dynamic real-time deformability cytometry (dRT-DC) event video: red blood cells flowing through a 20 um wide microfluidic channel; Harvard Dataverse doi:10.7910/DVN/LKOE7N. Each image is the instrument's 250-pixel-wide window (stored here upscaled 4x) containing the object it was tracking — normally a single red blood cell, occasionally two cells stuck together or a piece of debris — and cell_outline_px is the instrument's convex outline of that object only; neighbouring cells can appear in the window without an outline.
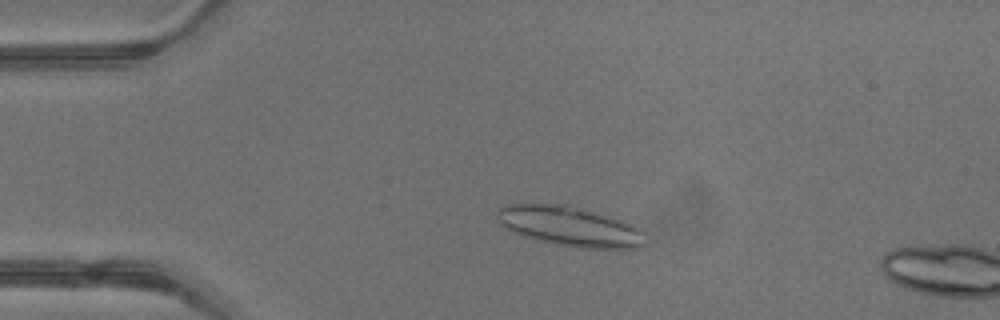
{"species": "common noctule bat (a hibernating species)", "species_latin": "Nyctalus noctula", "temperature_condition": "warm", "stored_images_in_passage": 13, "camera_frame_rate_fps": 3000, "um_per_image_px": 0.085, "animal": {"sex": "male", "body_mass_g": 13.3}, "frame": {"image": 1, "passage_image": 10, "time_ms": 3.0, "image_size_px": [1000, 320], "cell_outline_px": [[648, 244], [644, 248], [580, 248], [556, 244], [536, 240], [512, 232], [496, 216], [496, 212], [500, 208], [508, 204], [568, 204], [632, 224], [644, 232], [648, 240]], "centroid_in_image_um": [48.5, 19.26], "position_along_channel_um": 36.5, "area_um2": 34.28}}